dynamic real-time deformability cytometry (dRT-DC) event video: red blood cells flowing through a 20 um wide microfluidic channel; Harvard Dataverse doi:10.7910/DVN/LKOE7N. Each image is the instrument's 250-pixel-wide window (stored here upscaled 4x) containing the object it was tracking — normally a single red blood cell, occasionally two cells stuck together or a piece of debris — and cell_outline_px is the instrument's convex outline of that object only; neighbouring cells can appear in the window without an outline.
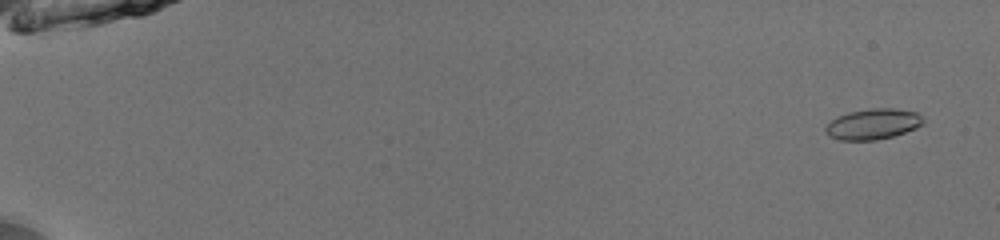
{"species": "common noctule bat (a hibernating species)", "species_latin": "Nyctalus noctula", "temperature_condition": "room temperature", "stored_images_in_passage": 16, "camera_frame_rate_fps": 3000, "um_per_image_px": 0.085, "animal": {"sex": "male", "body_mass_g": 13.0, "forearm_length_mm": 53.1}, "frame": {"image": 1, "passage_image": 3, "time_ms": 0.667, "image_size_px": [1000, 240], "cell_outline_px": [[924, 124], [916, 128], [892, 136], [876, 140], [840, 140], [828, 136], [824, 132], [824, 128], [836, 116], [848, 112], [872, 108], [892, 108], [916, 112], [924, 120]], "centroid_in_image_um": [74.17, 10.55], "position_along_channel_um": 10.8, "area_um2": 17.46}}